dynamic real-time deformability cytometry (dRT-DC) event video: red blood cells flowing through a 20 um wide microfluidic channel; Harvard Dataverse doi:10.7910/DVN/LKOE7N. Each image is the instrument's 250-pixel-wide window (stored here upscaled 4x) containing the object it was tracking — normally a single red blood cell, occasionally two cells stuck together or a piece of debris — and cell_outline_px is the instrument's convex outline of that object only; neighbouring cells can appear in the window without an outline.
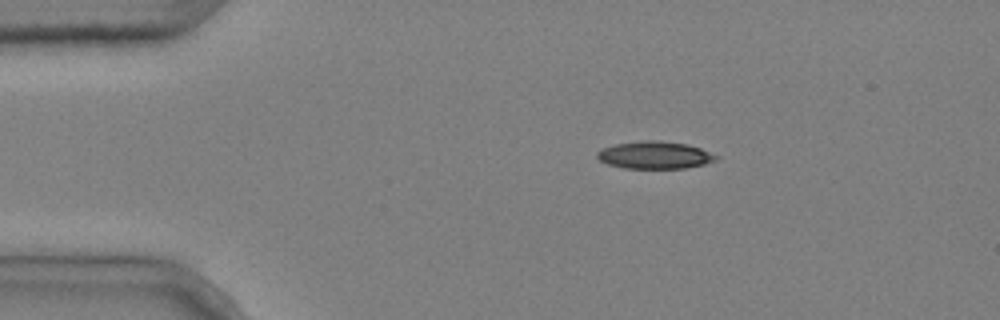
{"species": "common noctule bat (a hibernating species)", "species_latin": "Nyctalus noctula", "temperature_condition": "cold", "stored_images_in_passage": 5, "camera_frame_rate_fps": 3000, "um_per_image_px": 0.085, "animal": {"sex": "male", "body_mass_g": 20.4}, "frame": {"image": 1, "passage_image": 5, "time_ms": 1.333, "image_size_px": [1000, 320], "cell_outline_px": [[720, 156], [716, 160], [704, 164], [684, 168], [624, 168], [608, 164], [600, 160], [596, 156], [596, 152], [604, 148], [616, 144], [644, 140], [660, 140], [688, 144], [700, 148]], "centroid_in_image_um": [55.67, 13.18], "position_along_channel_um": 29.3, "area_um2": 18.96}}